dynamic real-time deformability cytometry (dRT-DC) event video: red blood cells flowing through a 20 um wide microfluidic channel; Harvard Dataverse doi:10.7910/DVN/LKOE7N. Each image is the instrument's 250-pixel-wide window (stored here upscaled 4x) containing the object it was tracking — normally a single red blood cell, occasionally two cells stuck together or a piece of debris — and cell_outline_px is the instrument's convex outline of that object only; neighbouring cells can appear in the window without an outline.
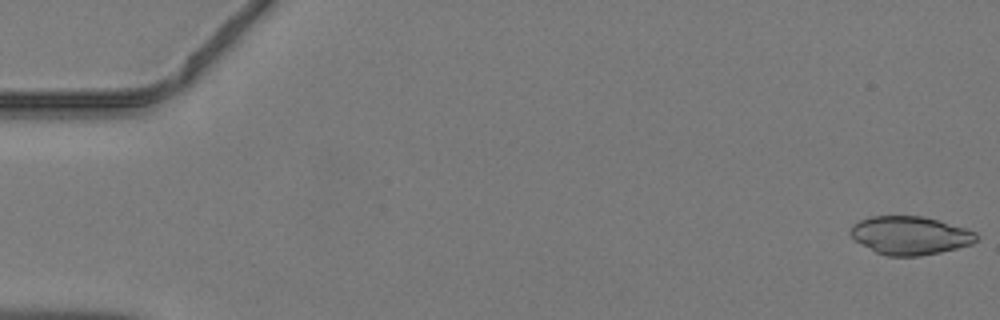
{"species": "common noctule bat (a hibernating species)", "species_latin": "Nyctalus noctula", "temperature_condition": "warm", "stored_images_in_passage": 23, "camera_frame_rate_fps": 3000, "um_per_image_px": 0.085, "animal": {"sex": "male", "body_mass_g": 19.2, "forearm_length_mm": 51.8}, "frame": {"image": 1, "passage_image": 1, "time_ms": 0.0, "image_size_px": [1000, 320], "cell_outline_px": [[976, 240], [972, 244], [940, 252], [920, 256], [888, 256], [876, 252], [856, 240], [848, 232], [852, 224], [868, 216], [920, 216], [936, 220], [964, 228], [976, 232]], "centroid_in_image_um": [77.32, 20.01], "position_along_channel_um": 7.7, "area_um2": 27.8}}